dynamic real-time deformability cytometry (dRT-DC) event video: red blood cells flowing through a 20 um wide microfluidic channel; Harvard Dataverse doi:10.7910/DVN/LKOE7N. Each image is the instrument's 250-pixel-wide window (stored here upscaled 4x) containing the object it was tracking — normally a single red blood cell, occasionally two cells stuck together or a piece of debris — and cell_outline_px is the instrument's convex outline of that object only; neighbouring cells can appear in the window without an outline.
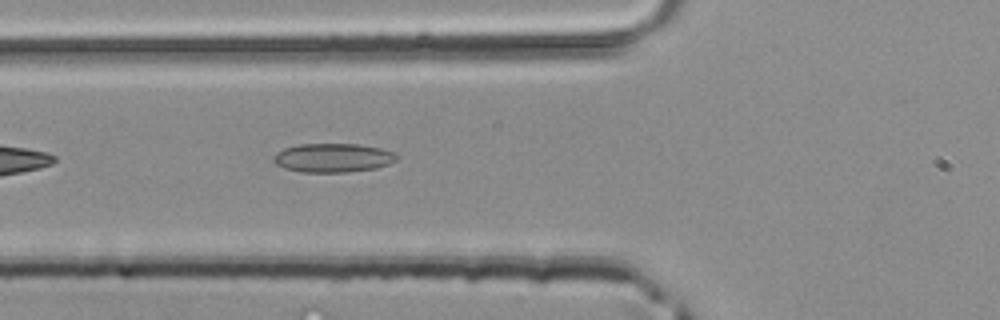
{"species": "common noctule bat (a hibernating species)", "species_latin": "Nyctalus noctula", "temperature_condition": "room temperature", "stored_images_in_passage": 10, "camera_frame_rate_fps": 3000, "um_per_image_px": 0.085, "animal": {"sex": "male", "body_mass_g": 20.4}, "frame": {"image": 1, "passage_image": 4, "time_ms": 1.0, "image_size_px": [1000, 320], "cell_outline_px": [[396, 160], [388, 164], [376, 168], [348, 172], [304, 172], [284, 168], [276, 164], [272, 160], [272, 156], [276, 152], [284, 148], [300, 144], [360, 144], [380, 148], [392, 152], [396, 156]], "centroid_in_image_um": [28.25, 13.41], "position_along_channel_um": 97.5, "area_um2": 20.69}}